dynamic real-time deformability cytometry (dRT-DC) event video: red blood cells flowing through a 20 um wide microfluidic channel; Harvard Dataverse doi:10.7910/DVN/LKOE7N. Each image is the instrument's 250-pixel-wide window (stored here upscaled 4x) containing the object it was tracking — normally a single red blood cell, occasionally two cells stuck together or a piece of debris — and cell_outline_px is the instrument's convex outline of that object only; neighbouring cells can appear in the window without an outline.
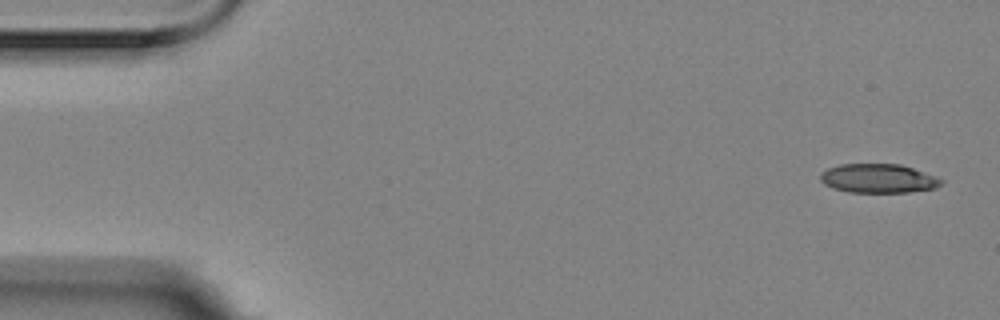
{"species": "Egyptian fruit bat (a non-hibernating species)", "species_latin": "Rousettus aegyptiacus", "temperature_condition": "room temperature", "stored_images_in_passage": 5, "camera_frame_rate_fps": 3000, "um_per_image_px": 0.085, "animal": {"sex": "female"}, "frame": {"image": 1, "passage_image": 1, "time_ms": 0.0, "image_size_px": [1000, 320], "cell_outline_px": [[944, 180], [936, 188], [908, 192], [848, 192], [832, 188], [824, 184], [820, 180], [820, 172], [828, 168], [840, 164], [900, 164], [924, 172]], "centroid_in_image_um": [74.61, 15.17], "position_along_channel_um": 10.4, "area_um2": 20.4}}
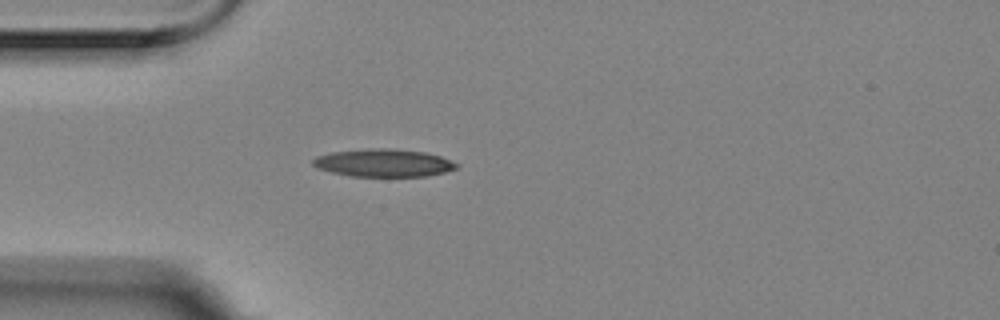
{"frame": {"image": 2, "passage_image": 5, "time_ms": 1.333, "image_size_px": [1000, 320], "cell_outline_px": [[460, 164], [456, 168], [444, 172], [424, 176], [352, 176], [332, 172], [316, 168], [312, 164], [312, 160], [316, 156], [332, 152], [368, 148], [392, 148], [424, 152], [440, 156]], "centroid_in_image_um": [32.58, 13.84], "position_along_channel_um": 52.4, "area_um2": 23.18}}